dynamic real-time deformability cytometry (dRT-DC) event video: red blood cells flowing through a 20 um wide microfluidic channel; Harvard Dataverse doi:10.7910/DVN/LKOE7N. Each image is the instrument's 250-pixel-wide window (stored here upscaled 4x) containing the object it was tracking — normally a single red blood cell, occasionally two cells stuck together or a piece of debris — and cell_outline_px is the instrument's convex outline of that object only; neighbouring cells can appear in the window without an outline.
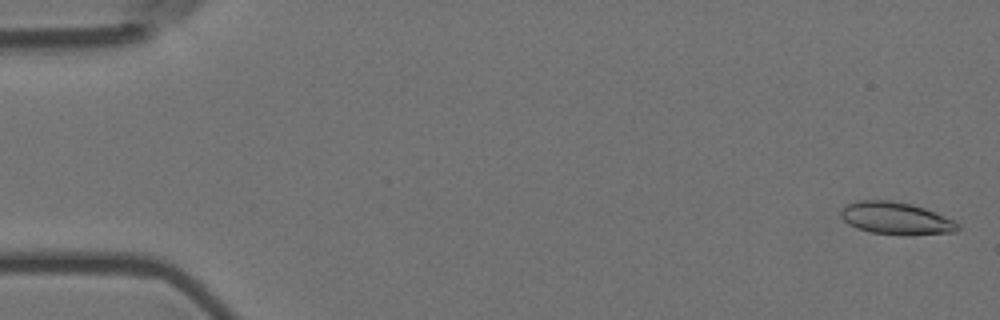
{"species": "Egyptian fruit bat (a non-hibernating species)", "species_latin": "Rousettus aegyptiacus", "temperature_condition": "room temperature", "stored_images_in_passage": 50, "camera_frame_rate_fps": 3000, "um_per_image_px": 0.085, "animal": {"sex": "female"}, "frame": {"image": 1, "passage_image": 2, "time_ms": 0.333, "image_size_px": [1000, 320], "cell_outline_px": [[960, 228], [956, 232], [912, 236], [904, 236], [872, 232], [856, 228], [848, 224], [840, 216], [840, 208], [844, 204], [856, 200], [888, 200], [912, 204], [924, 208], [952, 220], [960, 224]], "centroid_in_image_um": [76.12, 18.57], "position_along_channel_um": 8.9, "area_um2": 22.43}}
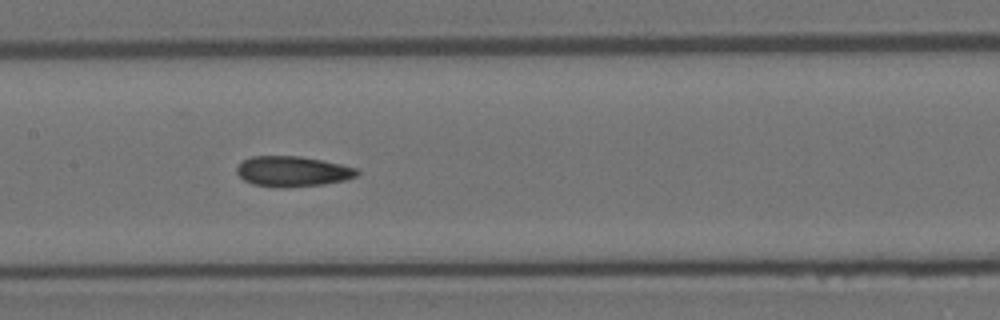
{"frame": {"image": 2, "passage_image": 28, "time_ms": 9.0, "image_size_px": [1000, 320], "cell_outline_px": [[360, 172], [356, 176], [344, 180], [324, 184], [288, 188], [284, 188], [252, 184], [244, 180], [236, 172], [236, 168], [244, 160], [252, 156], [300, 156], [360, 168]], "centroid_in_image_um": [24.89, 14.57], "position_along_channel_um": 182.5, "area_um2": 21.33}}
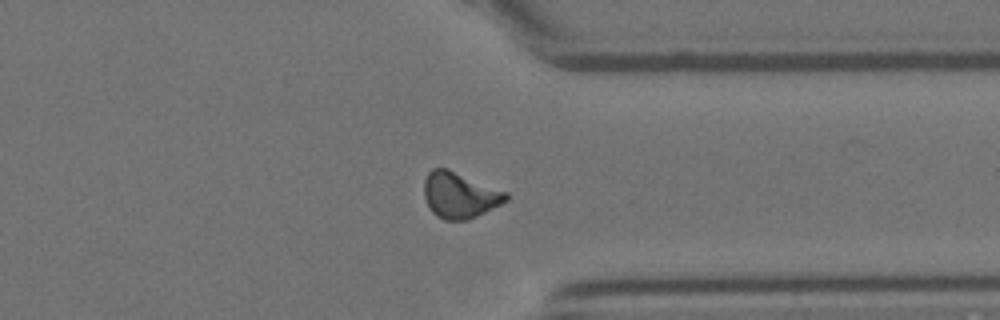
{"frame": {"image": 3, "passage_image": 44, "time_ms": 14.333, "image_size_px": [1000, 320], "cell_outline_px": [[508, 200], [468, 220], [444, 220], [436, 216], [432, 212], [424, 196], [424, 180], [428, 172], [432, 168], [448, 168], [508, 192]], "centroid_in_image_um": [39.06, 16.57], "position_along_channel_um": 372.3, "area_um2": 21.96}}